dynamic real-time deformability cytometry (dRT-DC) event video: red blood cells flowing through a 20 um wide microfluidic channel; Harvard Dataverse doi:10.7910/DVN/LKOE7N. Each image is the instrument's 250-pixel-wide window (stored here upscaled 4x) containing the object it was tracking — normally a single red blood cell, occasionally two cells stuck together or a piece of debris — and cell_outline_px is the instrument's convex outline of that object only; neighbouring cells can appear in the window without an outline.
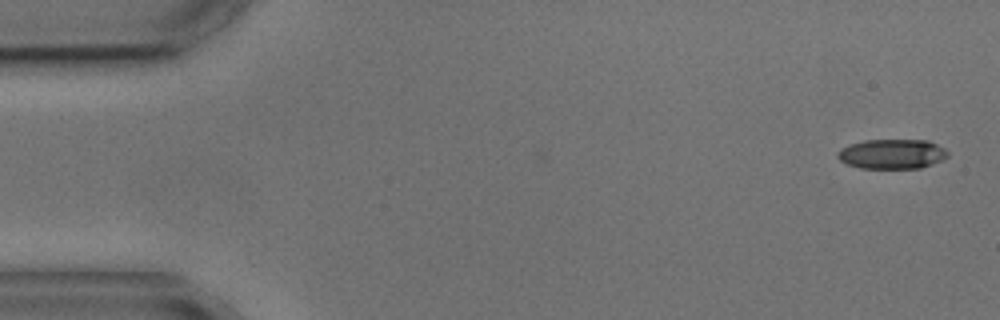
{"species": "common noctule bat (a hibernating species)", "species_latin": "Nyctalus noctula", "temperature_condition": "cold", "stored_images_in_passage": 2, "camera_frame_rate_fps": 3000, "um_per_image_px": 0.085, "animal": {"sex": "male", "body_mass_g": 17.9, "forearm_length_mm": 54.2}, "frame": {"image": 1, "passage_image": 2, "time_ms": 1.0, "image_size_px": [1000, 320], "cell_outline_px": [[948, 156], [932, 164], [920, 168], [860, 168], [848, 164], [840, 160], [836, 156], [836, 152], [840, 148], [864, 140], [928, 140], [944, 148], [948, 152]], "centroid_in_image_um": [75.8, 13.08], "position_along_channel_um": 9.2, "area_um2": 19.02}}